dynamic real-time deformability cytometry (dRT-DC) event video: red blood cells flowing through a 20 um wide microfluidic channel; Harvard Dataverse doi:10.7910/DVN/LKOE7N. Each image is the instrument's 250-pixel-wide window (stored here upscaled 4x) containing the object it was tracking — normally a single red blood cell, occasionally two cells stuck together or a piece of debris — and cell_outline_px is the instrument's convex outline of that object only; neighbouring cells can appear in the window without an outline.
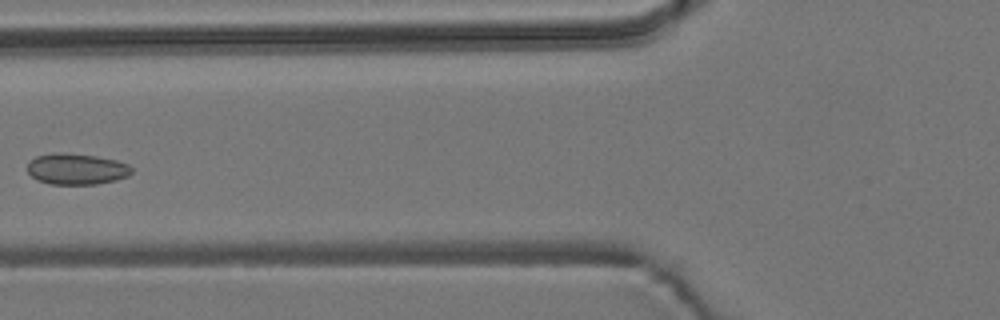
{"species": "common noctule bat (a hibernating species)", "species_latin": "Nyctalus noctula", "temperature_condition": "room temperature", "stored_images_in_passage": 5, "camera_frame_rate_fps": 3000, "um_per_image_px": 0.085, "animal": {"sex": "male", "body_mass_g": 19.2, "forearm_length_mm": 51.8}, "frame": {"image": 1, "passage_image": 5, "time_ms": 4.667, "image_size_px": [1000, 320], "cell_outline_px": [[132, 172], [128, 176], [116, 180], [96, 184], [48, 184], [36, 180], [28, 172], [28, 160], [36, 156], [60, 152], [64, 152], [96, 156], [116, 160], [128, 164], [132, 168]], "centroid_in_image_um": [6.49, 14.36], "position_along_channel_um": 119.3, "area_um2": 19.02}}